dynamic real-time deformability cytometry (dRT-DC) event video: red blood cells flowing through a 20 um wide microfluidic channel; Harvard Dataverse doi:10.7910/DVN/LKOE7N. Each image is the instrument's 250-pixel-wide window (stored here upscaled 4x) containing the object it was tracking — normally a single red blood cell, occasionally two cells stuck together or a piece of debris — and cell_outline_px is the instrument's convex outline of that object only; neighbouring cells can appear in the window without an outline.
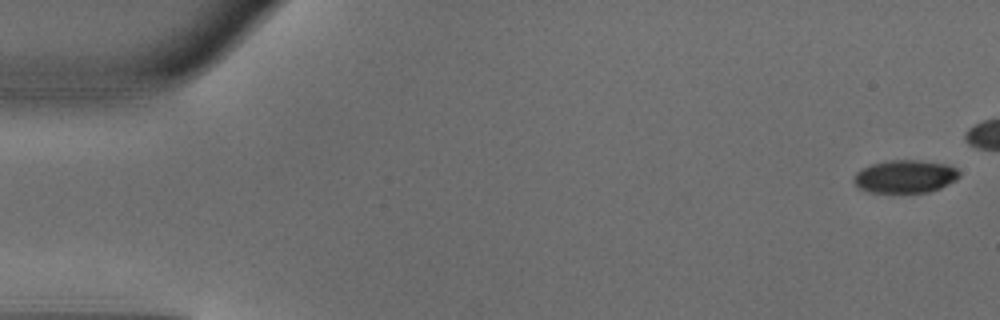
{"species": "common noctule bat (a hibernating species)", "species_latin": "Nyctalus noctula", "temperature_condition": "warm", "stored_images_in_passage": 39, "camera_frame_rate_fps": 3000, "um_per_image_px": 0.085, "animal": {"sex": "male", "body_mass_g": 18.8}, "frame": {"image": 1, "passage_image": 1, "time_ms": 0.0, "image_size_px": [1000, 320], "cell_outline_px": [[960, 176], [956, 180], [940, 188], [928, 192], [868, 192], [860, 188], [852, 180], [852, 176], [856, 172], [872, 164], [892, 160], [916, 160], [944, 164], [956, 168], [960, 172]], "centroid_in_image_um": [76.93, 15.0], "position_along_channel_um": 8.1, "area_um2": 20.06}}
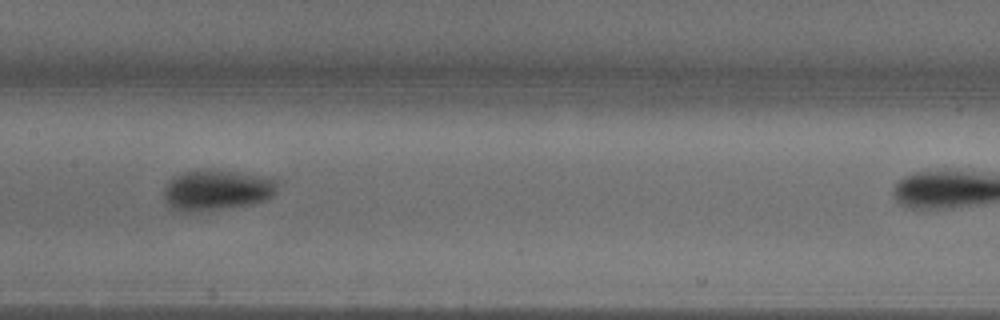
{"frame": {"image": 2, "passage_image": 24, "time_ms": 7.667, "image_size_px": [1000, 320], "cell_outline_px": [[276, 192], [272, 196], [264, 200], [252, 204], [232, 208], [188, 212], [180, 212], [164, 204], [164, 184], [172, 176], [180, 172], [232, 172], [272, 176], [276, 180]], "centroid_in_image_um": [18.39, 16.19], "position_along_channel_um": 189.0, "area_um2": 26.88}}
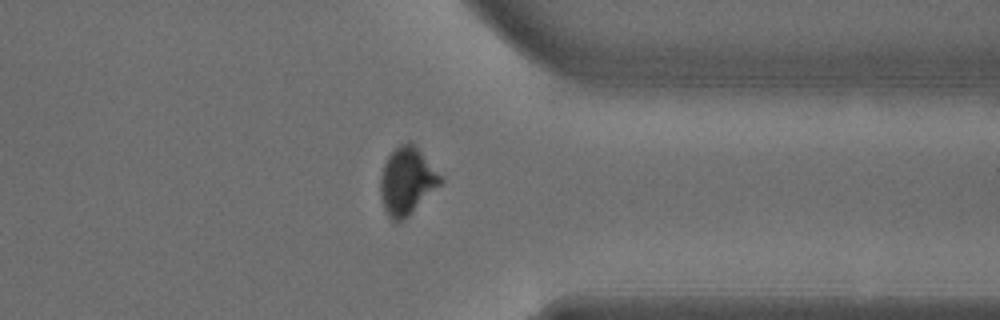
{"frame": {"image": 3, "passage_image": 38, "time_ms": 12.333, "image_size_px": [1000, 320], "cell_outline_px": [[444, 180], [404, 220], [396, 224], [388, 216], [384, 208], [380, 196], [380, 176], [384, 164], [388, 156], [400, 144], [408, 140], [412, 140]], "centroid_in_image_um": [34.56, 15.38], "position_along_channel_um": 376.8, "area_um2": 23.52}}